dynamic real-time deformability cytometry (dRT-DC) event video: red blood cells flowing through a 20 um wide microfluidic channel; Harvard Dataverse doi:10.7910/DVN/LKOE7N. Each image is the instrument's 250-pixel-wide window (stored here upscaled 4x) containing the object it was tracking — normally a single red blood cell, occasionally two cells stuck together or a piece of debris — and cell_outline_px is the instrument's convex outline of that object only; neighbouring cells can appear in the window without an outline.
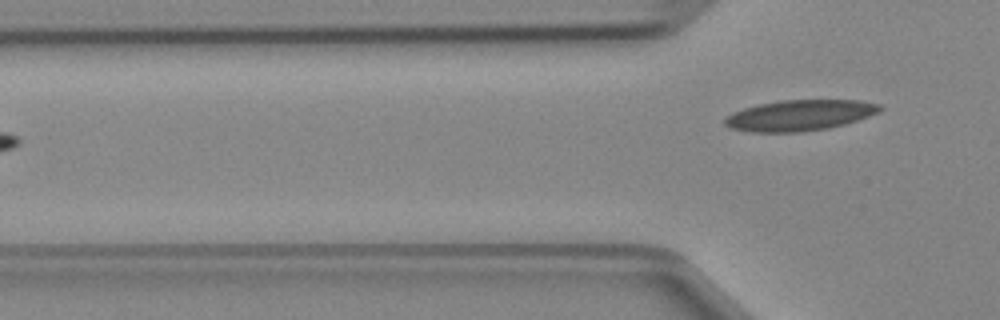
{"species": "Egyptian fruit bat (a non-hibernating species)", "species_latin": "Rousettus aegyptiacus", "temperature_condition": "cold", "stored_images_in_passage": 2, "camera_frame_rate_fps": 3000, "um_per_image_px": 0.085, "animal": {"sex": "female"}, "frame": {"image": 1, "passage_image": 2, "time_ms": 0.333, "image_size_px": [1000, 320], "cell_outline_px": [[884, 108], [868, 116], [844, 124], [828, 128], [800, 132], [752, 132], [732, 128], [724, 124], [724, 116], [732, 112], [744, 108], [760, 104], [780, 100], [860, 100], [880, 104]], "centroid_in_image_um": [67.94, 9.8], "position_along_channel_um": 57.9, "area_um2": 27.74}}